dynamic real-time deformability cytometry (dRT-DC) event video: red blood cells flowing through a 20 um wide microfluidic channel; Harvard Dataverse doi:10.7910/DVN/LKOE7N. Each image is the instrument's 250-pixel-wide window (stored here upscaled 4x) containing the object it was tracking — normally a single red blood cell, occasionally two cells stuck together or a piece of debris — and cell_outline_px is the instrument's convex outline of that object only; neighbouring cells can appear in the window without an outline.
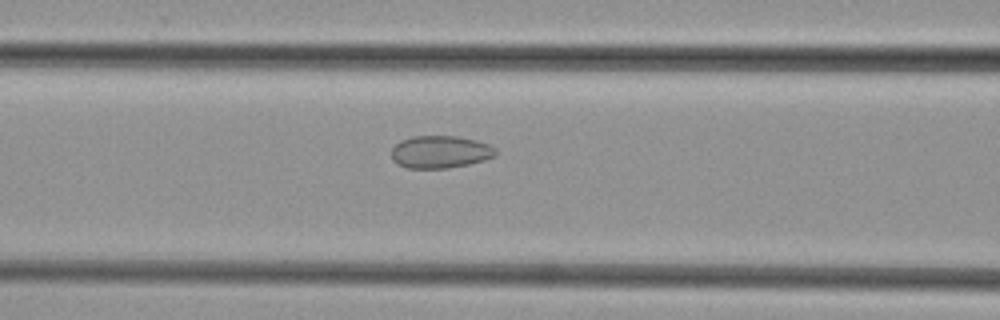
{"species": "common noctule bat (a hibernating species)", "species_latin": "Nyctalus noctula", "temperature_condition": "cold", "stored_images_in_passage": 46, "camera_frame_rate_fps": 3000, "um_per_image_px": 0.085, "animal": {"sex": "female", "body_mass_g": 29.2, "forearm_length_mm": 56.3}, "frame": {"image": 1, "passage_image": 18, "time_ms": 5.667, "image_size_px": [1000, 320], "cell_outline_px": [[496, 156], [484, 160], [468, 164], [448, 168], [408, 168], [396, 164], [392, 160], [392, 148], [400, 140], [412, 136], [456, 136], [476, 140], [488, 144], [496, 148]], "centroid_in_image_um": [37.41, 12.91], "position_along_channel_um": 129.2, "area_um2": 19.83}}
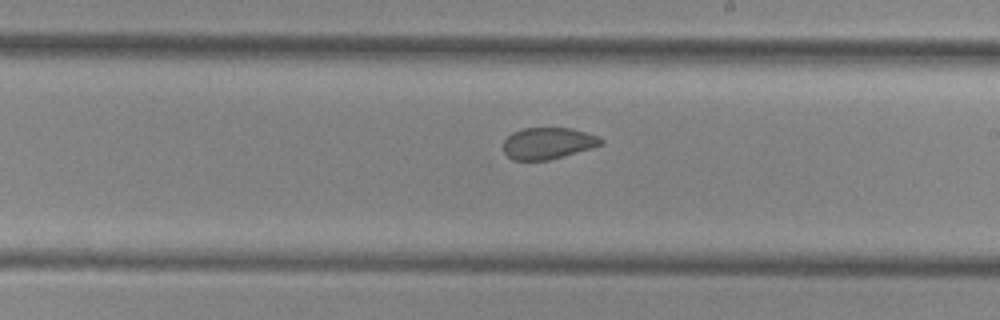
{"frame": {"image": 2, "passage_image": 26, "time_ms": 8.333, "image_size_px": [1000, 320], "cell_outline_px": [[604, 144], [592, 148], [548, 160], [512, 160], [504, 152], [504, 140], [512, 132], [524, 128], [572, 128], [596, 136], [604, 140]], "centroid_in_image_um": [46.57, 12.18], "position_along_channel_um": 242.4, "area_um2": 17.86}}
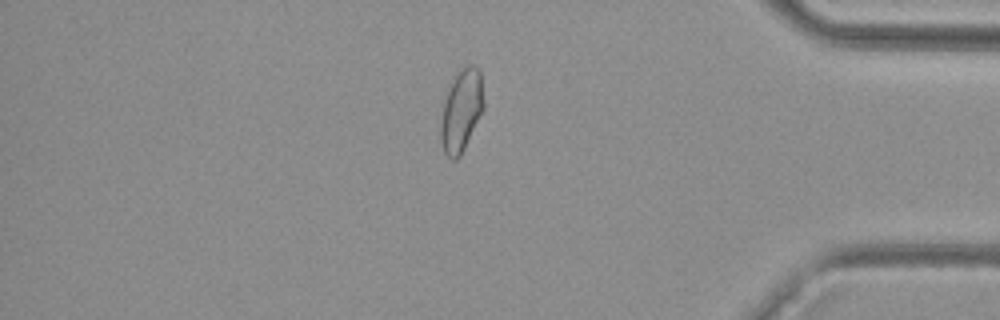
{"frame": {"image": 3, "passage_image": 39, "time_ms": 12.667, "image_size_px": [1000, 320], "cell_outline_px": [[484, 108], [460, 156], [456, 160], [452, 160], [444, 152], [440, 140], [440, 104], [456, 68], [468, 64], [476, 64], [480, 68], [484, 104]], "centroid_in_image_um": [39.17, 9.29], "position_along_channel_um": 396.0, "area_um2": 21.56}}